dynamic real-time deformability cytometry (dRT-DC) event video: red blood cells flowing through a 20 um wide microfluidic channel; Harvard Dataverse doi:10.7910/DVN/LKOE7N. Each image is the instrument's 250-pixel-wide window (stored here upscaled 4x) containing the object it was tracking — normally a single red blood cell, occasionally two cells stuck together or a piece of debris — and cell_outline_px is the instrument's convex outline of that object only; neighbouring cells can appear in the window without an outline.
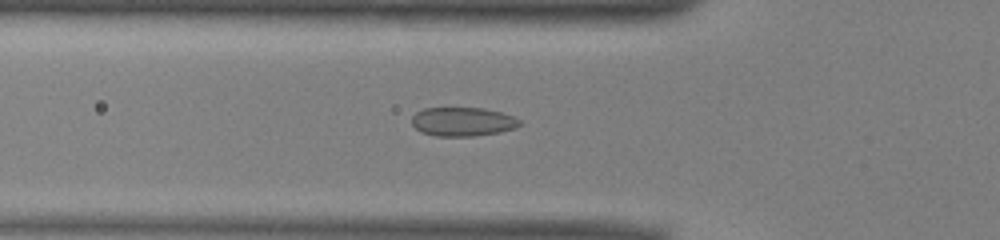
{"species": "common noctule bat (a hibernating species)", "species_latin": "Nyctalus noctula", "temperature_condition": "warm", "stored_images_in_passage": 51, "camera_frame_rate_fps": 3000, "um_per_image_px": 0.085, "animal": {"sex": "male", "body_mass_g": 13.0, "forearm_length_mm": 53.1}, "frame": {"image": 1, "passage_image": 17, "time_ms": 5.333, "image_size_px": [1000, 240], "cell_outline_px": [[520, 124], [516, 128], [500, 132], [472, 136], [436, 136], [420, 132], [412, 124], [412, 116], [416, 112], [424, 108], [484, 108], [516, 116], [520, 120]], "centroid_in_image_um": [39.34, 10.34], "position_along_channel_um": 86.5, "area_um2": 18.26}}
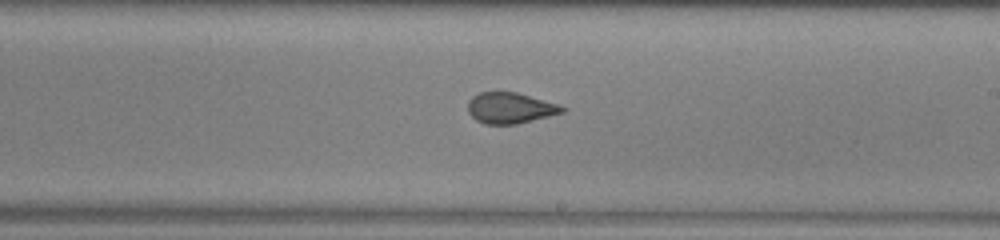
{"frame": {"image": 2, "passage_image": 29, "time_ms": 9.333, "image_size_px": [1000, 240], "cell_outline_px": [[568, 108], [564, 112], [516, 124], [484, 124], [476, 120], [468, 112], [468, 100], [472, 96], [480, 92], [516, 92], [560, 104]], "centroid_in_image_um": [43.37, 9.17], "position_along_channel_um": 245.6, "area_um2": 17.05}}
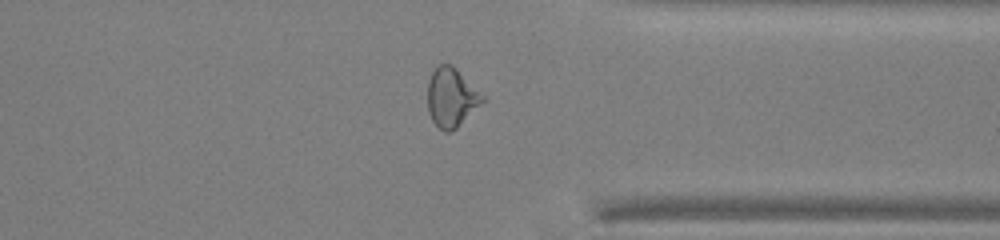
{"frame": {"image": 3, "passage_image": 39, "time_ms": 12.667, "image_size_px": [1000, 240], "cell_outline_px": [[484, 100], [456, 128], [448, 132], [444, 132], [432, 120], [428, 112], [428, 80], [436, 64], [452, 64], [484, 96]], "centroid_in_image_um": [38.33, 8.26], "position_along_channel_um": 373.1, "area_um2": 18.61}, "authors_computed_cell_mechanics": {"area_um2": 18.8428, "velocity_mm_per_s": 3.9708, "shape_relaxation_time_tau1_ms": 9.4444, "shape_relaxation_time_tau2_ms": 1.075, "deformation_change_tau1": 0.1968, "deformation_change_tau2": 0.0514}}